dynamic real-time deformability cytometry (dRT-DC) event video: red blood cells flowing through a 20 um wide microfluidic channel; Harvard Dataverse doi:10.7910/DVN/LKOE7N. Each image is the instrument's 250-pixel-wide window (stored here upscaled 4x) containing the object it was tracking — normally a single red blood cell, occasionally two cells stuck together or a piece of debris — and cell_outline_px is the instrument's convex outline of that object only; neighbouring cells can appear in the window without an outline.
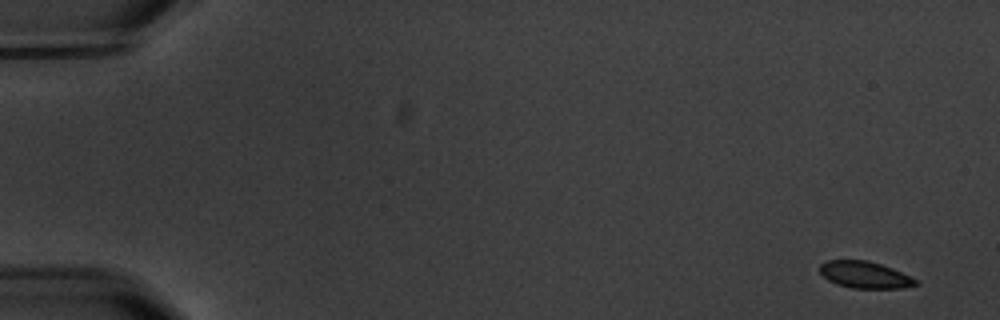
{"species": "common noctule bat (a hibernating species)", "species_latin": "Nyctalus noctula", "temperature_condition": "warm", "stored_images_in_passage": 13, "camera_frame_rate_fps": 3000, "um_per_image_px": 0.085, "animal": {"sex": "male", "body_mass_g": 20.1, "forearm_length_mm": 53.5}, "frame": {"image": 1, "passage_image": 1, "time_ms": 0.0, "image_size_px": [1000, 320], "cell_outline_px": [[920, 284], [900, 288], [852, 288], [836, 284], [828, 280], [820, 272], [820, 264], [828, 260], [868, 260], [892, 268], [920, 280]], "centroid_in_image_um": [73.54, 23.36], "position_along_channel_um": 11.5, "area_um2": 15.03}}
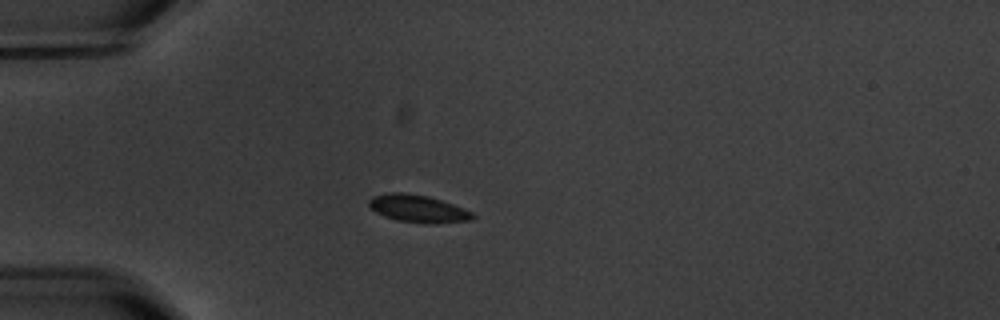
{"frame": {"image": 2, "passage_image": 4, "time_ms": 4.667, "image_size_px": [1000, 320], "cell_outline_px": [[476, 216], [472, 220], [432, 224], [396, 220], [384, 216], [376, 212], [368, 204], [368, 200], [372, 196], [388, 192], [404, 192], [428, 196], [452, 204], [472, 212]], "centroid_in_image_um": [35.51, 17.73], "position_along_channel_um": 49.5, "area_um2": 16.59}}
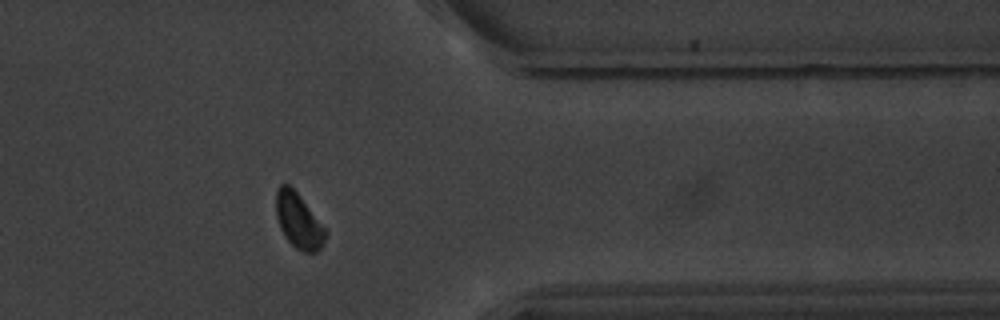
{"frame": {"image": 3, "passage_image": 13, "time_ms": 15.0, "image_size_px": [1000, 320], "cell_outline_px": [[328, 232], [320, 248], [316, 252], [304, 252], [296, 248], [284, 236], [280, 228], [276, 216], [276, 192], [280, 184], [288, 184], [300, 196]], "centroid_in_image_um": [25.36, 18.77], "position_along_channel_um": 386.0, "area_um2": 15.66}, "authors_computed_cell_mechanics": {"area_um2": 16.473, "velocity_mm_per_s": 3.5279, "shape_relaxation_time_tau1_ms": 0.9163, "shape_relaxation_time_tau2_ms": null, "deformation_change_tau1": 0.0499, "deformation_change_tau2": null}}